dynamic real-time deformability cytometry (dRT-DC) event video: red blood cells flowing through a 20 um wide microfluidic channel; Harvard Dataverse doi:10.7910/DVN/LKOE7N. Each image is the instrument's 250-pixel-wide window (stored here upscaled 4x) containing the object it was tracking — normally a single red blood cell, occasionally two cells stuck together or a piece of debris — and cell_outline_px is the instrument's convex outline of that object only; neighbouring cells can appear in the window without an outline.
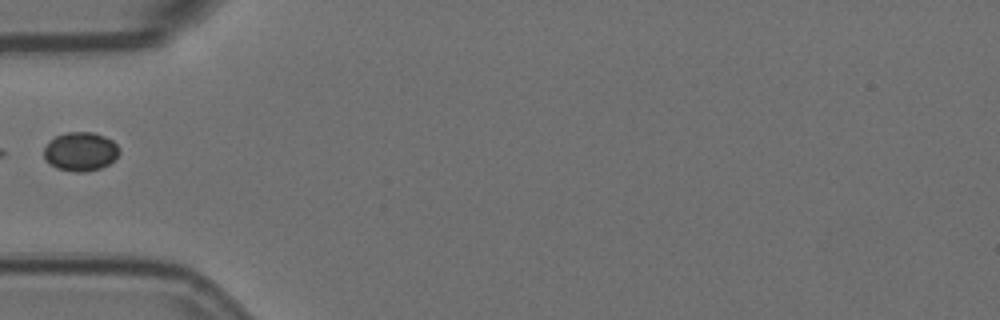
{"species": "Egyptian fruit bat (a non-hibernating species)", "species_latin": "Rousettus aegyptiacus", "temperature_condition": "room temperature", "stored_images_in_passage": 2, "camera_frame_rate_fps": 3000, "um_per_image_px": 0.085, "animal": {"sex": "female"}, "frame": {"image": 1, "passage_image": 2, "time_ms": 0.333, "image_size_px": [1000, 320], "cell_outline_px": [[120, 152], [108, 164], [100, 168], [84, 172], [76, 172], [56, 168], [44, 156], [44, 148], [56, 136], [64, 132], [92, 132], [104, 136], [112, 140], [120, 148]], "centroid_in_image_um": [6.86, 12.87], "position_along_channel_um": 78.1, "area_um2": 16.82}}